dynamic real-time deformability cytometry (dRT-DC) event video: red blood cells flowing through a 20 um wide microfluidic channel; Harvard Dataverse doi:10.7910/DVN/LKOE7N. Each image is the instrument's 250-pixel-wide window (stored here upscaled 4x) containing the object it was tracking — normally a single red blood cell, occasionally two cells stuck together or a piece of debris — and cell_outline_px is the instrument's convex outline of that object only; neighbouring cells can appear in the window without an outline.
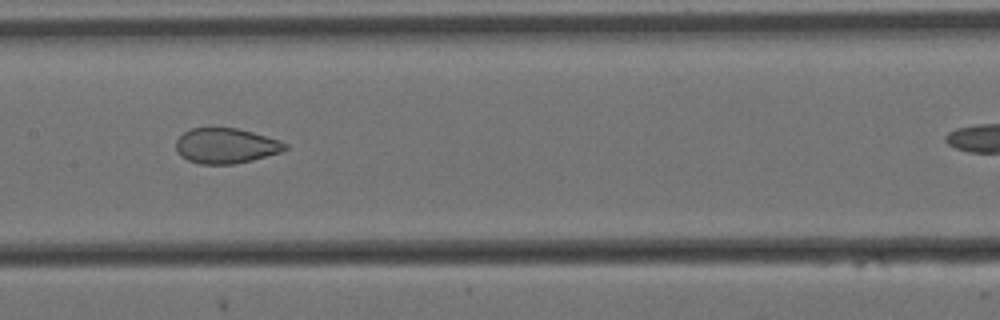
{"species": "Egyptian fruit bat (a non-hibernating species)", "species_latin": "Rousettus aegyptiacus", "temperature_condition": "cold", "stored_images_in_passage": 10, "camera_frame_rate_fps": 3000, "um_per_image_px": 0.085, "animal": {"sex": "female"}, "frame": {"image": 1, "passage_image": 4, "time_ms": 1.0, "image_size_px": [1000, 320], "cell_outline_px": [[288, 148], [280, 152], [252, 160], [232, 164], [200, 164], [188, 160], [180, 156], [176, 152], [176, 140], [188, 128], [236, 128], [252, 132], [280, 140], [288, 144]], "centroid_in_image_um": [19.18, 12.39], "position_along_channel_um": 188.2, "area_um2": 22.43}}
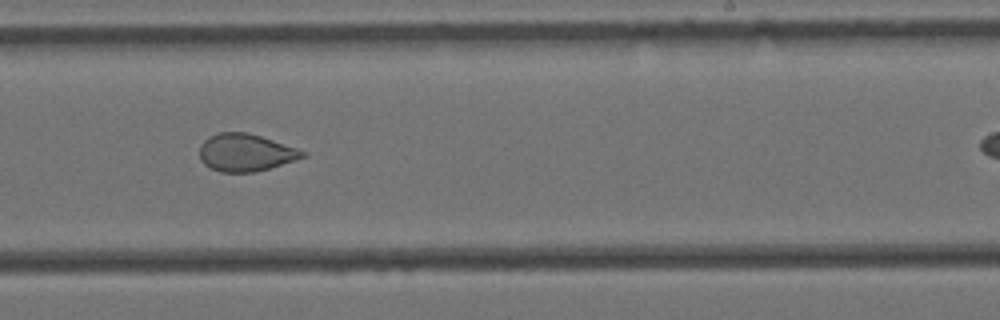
{"frame": {"image": 2, "passage_image": 6, "time_ms": 1.667, "image_size_px": [1000, 320], "cell_outline_px": [[308, 156], [296, 160], [256, 172], [220, 172], [204, 164], [200, 160], [200, 144], [208, 136], [220, 132], [248, 132], [308, 152]], "centroid_in_image_um": [20.88, 12.97], "position_along_channel_um": 268.1, "area_um2": 22.54}}
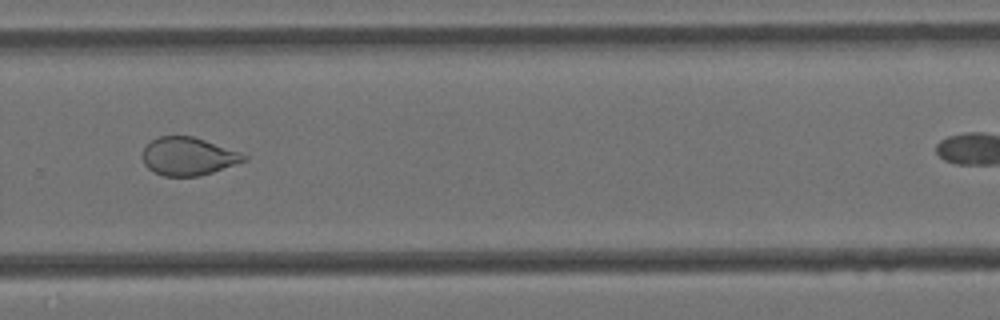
{"frame": {"image": 3, "passage_image": 7, "time_ms": 2.0, "image_size_px": [1000, 320], "cell_outline_px": [[248, 160], [200, 176], [164, 176], [148, 168], [144, 164], [140, 156], [144, 148], [156, 136], [192, 136], [240, 152], [248, 156]], "centroid_in_image_um": [15.97, 13.29], "position_along_channel_um": 313.8, "area_um2": 22.43}}